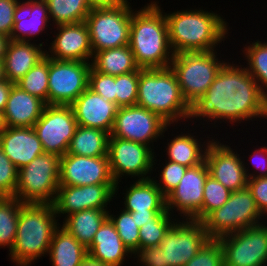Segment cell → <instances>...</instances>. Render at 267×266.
I'll return each mask as SVG.
<instances>
[{
	"label": "cell",
	"instance_id": "1",
	"mask_svg": "<svg viewBox=\"0 0 267 266\" xmlns=\"http://www.w3.org/2000/svg\"><path fill=\"white\" fill-rule=\"evenodd\" d=\"M241 64L226 62L205 94L191 105L188 120L191 127L195 123L197 128L202 125L204 129L206 125L213 132L212 128L220 130L222 123L231 127L251 121L258 124L257 118L267 119V96Z\"/></svg>",
	"mask_w": 267,
	"mask_h": 266
},
{
	"label": "cell",
	"instance_id": "2",
	"mask_svg": "<svg viewBox=\"0 0 267 266\" xmlns=\"http://www.w3.org/2000/svg\"><path fill=\"white\" fill-rule=\"evenodd\" d=\"M190 8V9H189ZM164 11L169 42L174 54L220 50V45L229 39L230 28L219 11L200 8ZM221 43V44H220Z\"/></svg>",
	"mask_w": 267,
	"mask_h": 266
},
{
	"label": "cell",
	"instance_id": "3",
	"mask_svg": "<svg viewBox=\"0 0 267 266\" xmlns=\"http://www.w3.org/2000/svg\"><path fill=\"white\" fill-rule=\"evenodd\" d=\"M161 6L159 0H151L132 11L129 46L142 69L170 67L174 57Z\"/></svg>",
	"mask_w": 267,
	"mask_h": 266
},
{
	"label": "cell",
	"instance_id": "4",
	"mask_svg": "<svg viewBox=\"0 0 267 266\" xmlns=\"http://www.w3.org/2000/svg\"><path fill=\"white\" fill-rule=\"evenodd\" d=\"M59 221L53 204L21 202L16 239L8 259L16 266H31L46 257Z\"/></svg>",
	"mask_w": 267,
	"mask_h": 266
},
{
	"label": "cell",
	"instance_id": "5",
	"mask_svg": "<svg viewBox=\"0 0 267 266\" xmlns=\"http://www.w3.org/2000/svg\"><path fill=\"white\" fill-rule=\"evenodd\" d=\"M136 105L158 114L169 125H184L191 111L170 67L140 68Z\"/></svg>",
	"mask_w": 267,
	"mask_h": 266
},
{
	"label": "cell",
	"instance_id": "6",
	"mask_svg": "<svg viewBox=\"0 0 267 266\" xmlns=\"http://www.w3.org/2000/svg\"><path fill=\"white\" fill-rule=\"evenodd\" d=\"M217 51L219 52L214 50L174 54L170 68L176 75L182 95L190 106L205 94L228 60H223L224 54Z\"/></svg>",
	"mask_w": 267,
	"mask_h": 266
},
{
	"label": "cell",
	"instance_id": "7",
	"mask_svg": "<svg viewBox=\"0 0 267 266\" xmlns=\"http://www.w3.org/2000/svg\"><path fill=\"white\" fill-rule=\"evenodd\" d=\"M60 157L43 153L18 170L15 198L22 203L53 204L59 187Z\"/></svg>",
	"mask_w": 267,
	"mask_h": 266
},
{
	"label": "cell",
	"instance_id": "8",
	"mask_svg": "<svg viewBox=\"0 0 267 266\" xmlns=\"http://www.w3.org/2000/svg\"><path fill=\"white\" fill-rule=\"evenodd\" d=\"M260 213L250 190L246 187L231 193L228 201L210 212L203 220L211 239L258 226L267 220Z\"/></svg>",
	"mask_w": 267,
	"mask_h": 266
},
{
	"label": "cell",
	"instance_id": "9",
	"mask_svg": "<svg viewBox=\"0 0 267 266\" xmlns=\"http://www.w3.org/2000/svg\"><path fill=\"white\" fill-rule=\"evenodd\" d=\"M155 152L147 145L109 136V167L115 185V197L123 184L122 178L145 180L153 176V158ZM133 178V179H132ZM118 195V197H117Z\"/></svg>",
	"mask_w": 267,
	"mask_h": 266
},
{
	"label": "cell",
	"instance_id": "10",
	"mask_svg": "<svg viewBox=\"0 0 267 266\" xmlns=\"http://www.w3.org/2000/svg\"><path fill=\"white\" fill-rule=\"evenodd\" d=\"M132 5L129 0L114 8H92L86 17L93 54L129 45Z\"/></svg>",
	"mask_w": 267,
	"mask_h": 266
},
{
	"label": "cell",
	"instance_id": "11",
	"mask_svg": "<svg viewBox=\"0 0 267 266\" xmlns=\"http://www.w3.org/2000/svg\"><path fill=\"white\" fill-rule=\"evenodd\" d=\"M175 126L179 128L182 125H169L158 114L144 107L125 106L118 107L110 135L147 145L155 152L158 149L154 146V142L161 139L164 142L166 131L169 135L171 127Z\"/></svg>",
	"mask_w": 267,
	"mask_h": 266
},
{
	"label": "cell",
	"instance_id": "12",
	"mask_svg": "<svg viewBox=\"0 0 267 266\" xmlns=\"http://www.w3.org/2000/svg\"><path fill=\"white\" fill-rule=\"evenodd\" d=\"M202 221L177 219L159 246L166 266L186 265L210 240Z\"/></svg>",
	"mask_w": 267,
	"mask_h": 266
},
{
	"label": "cell",
	"instance_id": "13",
	"mask_svg": "<svg viewBox=\"0 0 267 266\" xmlns=\"http://www.w3.org/2000/svg\"><path fill=\"white\" fill-rule=\"evenodd\" d=\"M91 62L49 58L47 105H71L87 88Z\"/></svg>",
	"mask_w": 267,
	"mask_h": 266
},
{
	"label": "cell",
	"instance_id": "14",
	"mask_svg": "<svg viewBox=\"0 0 267 266\" xmlns=\"http://www.w3.org/2000/svg\"><path fill=\"white\" fill-rule=\"evenodd\" d=\"M224 266H267V221L218 238Z\"/></svg>",
	"mask_w": 267,
	"mask_h": 266
},
{
	"label": "cell",
	"instance_id": "15",
	"mask_svg": "<svg viewBox=\"0 0 267 266\" xmlns=\"http://www.w3.org/2000/svg\"><path fill=\"white\" fill-rule=\"evenodd\" d=\"M77 126L70 105H46L33 129L45 153L62 157L68 152Z\"/></svg>",
	"mask_w": 267,
	"mask_h": 266
},
{
	"label": "cell",
	"instance_id": "16",
	"mask_svg": "<svg viewBox=\"0 0 267 266\" xmlns=\"http://www.w3.org/2000/svg\"><path fill=\"white\" fill-rule=\"evenodd\" d=\"M116 184L59 185L53 207L58 219L88 209H109L115 200ZM112 201V202H111ZM61 217V218H60Z\"/></svg>",
	"mask_w": 267,
	"mask_h": 266
},
{
	"label": "cell",
	"instance_id": "17",
	"mask_svg": "<svg viewBox=\"0 0 267 266\" xmlns=\"http://www.w3.org/2000/svg\"><path fill=\"white\" fill-rule=\"evenodd\" d=\"M216 138L214 136L208 144L205 154L209 175L231 192L246 188L248 178L243 166L242 155L238 153L241 150L237 151L239 148L236 146H234L236 149L231 148L233 146L225 141L224 137ZM221 140H223L222 143Z\"/></svg>",
	"mask_w": 267,
	"mask_h": 266
},
{
	"label": "cell",
	"instance_id": "18",
	"mask_svg": "<svg viewBox=\"0 0 267 266\" xmlns=\"http://www.w3.org/2000/svg\"><path fill=\"white\" fill-rule=\"evenodd\" d=\"M208 175L205 160L187 168L178 186L166 196V209L171 215L178 219H192L201 210L204 183Z\"/></svg>",
	"mask_w": 267,
	"mask_h": 266
},
{
	"label": "cell",
	"instance_id": "19",
	"mask_svg": "<svg viewBox=\"0 0 267 266\" xmlns=\"http://www.w3.org/2000/svg\"><path fill=\"white\" fill-rule=\"evenodd\" d=\"M95 184H116L110 172L108 156L86 157L66 153L60 157L59 185Z\"/></svg>",
	"mask_w": 267,
	"mask_h": 266
},
{
	"label": "cell",
	"instance_id": "20",
	"mask_svg": "<svg viewBox=\"0 0 267 266\" xmlns=\"http://www.w3.org/2000/svg\"><path fill=\"white\" fill-rule=\"evenodd\" d=\"M55 29V31H53ZM52 38L46 56L55 60L91 62L93 51L86 22L52 27Z\"/></svg>",
	"mask_w": 267,
	"mask_h": 266
},
{
	"label": "cell",
	"instance_id": "21",
	"mask_svg": "<svg viewBox=\"0 0 267 266\" xmlns=\"http://www.w3.org/2000/svg\"><path fill=\"white\" fill-rule=\"evenodd\" d=\"M52 27L45 0H19L14 12V25L10 40L35 42L47 49L49 39H43V41L46 40L44 43L41 42V37L43 34L44 37L45 34H47L46 37H50L48 33L52 32L50 31Z\"/></svg>",
	"mask_w": 267,
	"mask_h": 266
},
{
	"label": "cell",
	"instance_id": "22",
	"mask_svg": "<svg viewBox=\"0 0 267 266\" xmlns=\"http://www.w3.org/2000/svg\"><path fill=\"white\" fill-rule=\"evenodd\" d=\"M189 126H190L189 123H185L183 127H186V128L188 127L187 128L188 131H185L186 128H184L180 133L177 130H175V128L174 130H172L170 136L172 135L173 137L171 136V139L170 137L167 138L166 139L167 146L166 147L163 146L166 149L165 150L163 149L162 151V148H161V152L162 153L164 152L165 153L164 157H166L163 160H169V161L184 165L186 167L196 166L205 160V154H206L208 144L212 141V139L214 138L213 137L214 135L219 136V134L217 133L213 135H208L206 133L207 136L206 135L200 136L199 134H197L198 131L195 129L194 125H193L194 128L193 127L189 128ZM173 131H177V132L175 133ZM191 131H193V133Z\"/></svg>",
	"mask_w": 267,
	"mask_h": 266
},
{
	"label": "cell",
	"instance_id": "23",
	"mask_svg": "<svg viewBox=\"0 0 267 266\" xmlns=\"http://www.w3.org/2000/svg\"><path fill=\"white\" fill-rule=\"evenodd\" d=\"M77 124L111 133L118 106L87 88L71 105Z\"/></svg>",
	"mask_w": 267,
	"mask_h": 266
},
{
	"label": "cell",
	"instance_id": "24",
	"mask_svg": "<svg viewBox=\"0 0 267 266\" xmlns=\"http://www.w3.org/2000/svg\"><path fill=\"white\" fill-rule=\"evenodd\" d=\"M0 147L18 170L44 153L33 127H5L0 132Z\"/></svg>",
	"mask_w": 267,
	"mask_h": 266
},
{
	"label": "cell",
	"instance_id": "25",
	"mask_svg": "<svg viewBox=\"0 0 267 266\" xmlns=\"http://www.w3.org/2000/svg\"><path fill=\"white\" fill-rule=\"evenodd\" d=\"M47 104L14 84L3 118L6 127H33Z\"/></svg>",
	"mask_w": 267,
	"mask_h": 266
},
{
	"label": "cell",
	"instance_id": "26",
	"mask_svg": "<svg viewBox=\"0 0 267 266\" xmlns=\"http://www.w3.org/2000/svg\"><path fill=\"white\" fill-rule=\"evenodd\" d=\"M88 256L110 266H123L133 256L124 246L114 224L107 218L95 233Z\"/></svg>",
	"mask_w": 267,
	"mask_h": 266
},
{
	"label": "cell",
	"instance_id": "27",
	"mask_svg": "<svg viewBox=\"0 0 267 266\" xmlns=\"http://www.w3.org/2000/svg\"><path fill=\"white\" fill-rule=\"evenodd\" d=\"M35 42L10 40L3 60L4 78L19 81L34 65L46 56V49Z\"/></svg>",
	"mask_w": 267,
	"mask_h": 266
},
{
	"label": "cell",
	"instance_id": "28",
	"mask_svg": "<svg viewBox=\"0 0 267 266\" xmlns=\"http://www.w3.org/2000/svg\"><path fill=\"white\" fill-rule=\"evenodd\" d=\"M134 182V183H133ZM124 187L122 208L127 212H147V210H167L166 197L157 187L153 178L133 180Z\"/></svg>",
	"mask_w": 267,
	"mask_h": 266
},
{
	"label": "cell",
	"instance_id": "29",
	"mask_svg": "<svg viewBox=\"0 0 267 266\" xmlns=\"http://www.w3.org/2000/svg\"><path fill=\"white\" fill-rule=\"evenodd\" d=\"M47 257L52 266H80L88 251L61 224L56 228Z\"/></svg>",
	"mask_w": 267,
	"mask_h": 266
},
{
	"label": "cell",
	"instance_id": "30",
	"mask_svg": "<svg viewBox=\"0 0 267 266\" xmlns=\"http://www.w3.org/2000/svg\"><path fill=\"white\" fill-rule=\"evenodd\" d=\"M107 218L108 209H88L68 215L60 224L88 248L95 233Z\"/></svg>",
	"mask_w": 267,
	"mask_h": 266
},
{
	"label": "cell",
	"instance_id": "31",
	"mask_svg": "<svg viewBox=\"0 0 267 266\" xmlns=\"http://www.w3.org/2000/svg\"><path fill=\"white\" fill-rule=\"evenodd\" d=\"M91 66L96 71L111 76H118L140 69L129 45L95 52Z\"/></svg>",
	"mask_w": 267,
	"mask_h": 266
},
{
	"label": "cell",
	"instance_id": "32",
	"mask_svg": "<svg viewBox=\"0 0 267 266\" xmlns=\"http://www.w3.org/2000/svg\"><path fill=\"white\" fill-rule=\"evenodd\" d=\"M110 134L97 128L77 126L67 154L86 157L108 156Z\"/></svg>",
	"mask_w": 267,
	"mask_h": 266
},
{
	"label": "cell",
	"instance_id": "33",
	"mask_svg": "<svg viewBox=\"0 0 267 266\" xmlns=\"http://www.w3.org/2000/svg\"><path fill=\"white\" fill-rule=\"evenodd\" d=\"M243 44L240 55L246 60L244 67L249 74L256 80L262 92L267 96V41L255 38ZM252 42V43H251ZM249 44V45H248ZM243 53V54H242ZM247 64V65H245Z\"/></svg>",
	"mask_w": 267,
	"mask_h": 266
},
{
	"label": "cell",
	"instance_id": "34",
	"mask_svg": "<svg viewBox=\"0 0 267 266\" xmlns=\"http://www.w3.org/2000/svg\"><path fill=\"white\" fill-rule=\"evenodd\" d=\"M53 26L84 22L90 13L87 0H45Z\"/></svg>",
	"mask_w": 267,
	"mask_h": 266
},
{
	"label": "cell",
	"instance_id": "35",
	"mask_svg": "<svg viewBox=\"0 0 267 266\" xmlns=\"http://www.w3.org/2000/svg\"><path fill=\"white\" fill-rule=\"evenodd\" d=\"M21 202L15 197L0 196V249L11 251L17 234Z\"/></svg>",
	"mask_w": 267,
	"mask_h": 266
},
{
	"label": "cell",
	"instance_id": "36",
	"mask_svg": "<svg viewBox=\"0 0 267 266\" xmlns=\"http://www.w3.org/2000/svg\"><path fill=\"white\" fill-rule=\"evenodd\" d=\"M49 57L45 56L15 84L47 104Z\"/></svg>",
	"mask_w": 267,
	"mask_h": 266
},
{
	"label": "cell",
	"instance_id": "37",
	"mask_svg": "<svg viewBox=\"0 0 267 266\" xmlns=\"http://www.w3.org/2000/svg\"><path fill=\"white\" fill-rule=\"evenodd\" d=\"M110 208L108 210V218L114 224L118 235L120 236L124 246L134 256L139 251V227L130 212L124 211L122 208L114 214ZM113 214H112V213ZM120 212V213H119Z\"/></svg>",
	"mask_w": 267,
	"mask_h": 266
},
{
	"label": "cell",
	"instance_id": "38",
	"mask_svg": "<svg viewBox=\"0 0 267 266\" xmlns=\"http://www.w3.org/2000/svg\"><path fill=\"white\" fill-rule=\"evenodd\" d=\"M156 153L157 152H155L154 158H153V172L154 173L152 176L154 177L152 178L155 181L157 187L161 190L162 194L166 197L174 188L178 186V184L180 183V180L184 176L188 167L169 161V160H164L165 162L162 163L160 159H158L159 160V164H158L157 163L158 160L157 158H155L157 157ZM160 162L162 165H160ZM156 164L157 166L160 165L159 170L157 169L158 167H156ZM155 173H157L159 176L157 174L155 176L154 175Z\"/></svg>",
	"mask_w": 267,
	"mask_h": 266
},
{
	"label": "cell",
	"instance_id": "39",
	"mask_svg": "<svg viewBox=\"0 0 267 266\" xmlns=\"http://www.w3.org/2000/svg\"><path fill=\"white\" fill-rule=\"evenodd\" d=\"M231 193L229 189L208 175L204 183L202 208L192 219L202 221L210 212L222 207Z\"/></svg>",
	"mask_w": 267,
	"mask_h": 266
},
{
	"label": "cell",
	"instance_id": "40",
	"mask_svg": "<svg viewBox=\"0 0 267 266\" xmlns=\"http://www.w3.org/2000/svg\"><path fill=\"white\" fill-rule=\"evenodd\" d=\"M174 217L167 210L158 220H151L150 223L142 225L139 228V250L159 245L166 232L178 219Z\"/></svg>",
	"mask_w": 267,
	"mask_h": 266
},
{
	"label": "cell",
	"instance_id": "41",
	"mask_svg": "<svg viewBox=\"0 0 267 266\" xmlns=\"http://www.w3.org/2000/svg\"><path fill=\"white\" fill-rule=\"evenodd\" d=\"M140 69L116 76V105L133 106L137 103Z\"/></svg>",
	"mask_w": 267,
	"mask_h": 266
},
{
	"label": "cell",
	"instance_id": "42",
	"mask_svg": "<svg viewBox=\"0 0 267 266\" xmlns=\"http://www.w3.org/2000/svg\"><path fill=\"white\" fill-rule=\"evenodd\" d=\"M266 145V146H265ZM253 146L254 150L251 148L252 152L244 155L243 154V166L245 169V173L248 179L250 178H259V177H267V144H263L262 146ZM250 158L248 160V158ZM247 159V162L245 160ZM251 164V165H250ZM250 167V168H249ZM251 170V171H250Z\"/></svg>",
	"mask_w": 267,
	"mask_h": 266
},
{
	"label": "cell",
	"instance_id": "43",
	"mask_svg": "<svg viewBox=\"0 0 267 266\" xmlns=\"http://www.w3.org/2000/svg\"><path fill=\"white\" fill-rule=\"evenodd\" d=\"M184 266H224V255L218 239H210Z\"/></svg>",
	"mask_w": 267,
	"mask_h": 266
},
{
	"label": "cell",
	"instance_id": "44",
	"mask_svg": "<svg viewBox=\"0 0 267 266\" xmlns=\"http://www.w3.org/2000/svg\"><path fill=\"white\" fill-rule=\"evenodd\" d=\"M88 88L104 99L116 103V76L100 73L91 66Z\"/></svg>",
	"mask_w": 267,
	"mask_h": 266
},
{
	"label": "cell",
	"instance_id": "45",
	"mask_svg": "<svg viewBox=\"0 0 267 266\" xmlns=\"http://www.w3.org/2000/svg\"><path fill=\"white\" fill-rule=\"evenodd\" d=\"M18 181V169L0 147V196L14 197Z\"/></svg>",
	"mask_w": 267,
	"mask_h": 266
},
{
	"label": "cell",
	"instance_id": "46",
	"mask_svg": "<svg viewBox=\"0 0 267 266\" xmlns=\"http://www.w3.org/2000/svg\"><path fill=\"white\" fill-rule=\"evenodd\" d=\"M247 188L250 190L258 210L267 220V177L248 179Z\"/></svg>",
	"mask_w": 267,
	"mask_h": 266
},
{
	"label": "cell",
	"instance_id": "47",
	"mask_svg": "<svg viewBox=\"0 0 267 266\" xmlns=\"http://www.w3.org/2000/svg\"><path fill=\"white\" fill-rule=\"evenodd\" d=\"M19 0H0V34L10 37Z\"/></svg>",
	"mask_w": 267,
	"mask_h": 266
},
{
	"label": "cell",
	"instance_id": "48",
	"mask_svg": "<svg viewBox=\"0 0 267 266\" xmlns=\"http://www.w3.org/2000/svg\"><path fill=\"white\" fill-rule=\"evenodd\" d=\"M132 259L137 260L135 265L138 266H166L163 263L162 248L159 245L140 249Z\"/></svg>",
	"mask_w": 267,
	"mask_h": 266
},
{
	"label": "cell",
	"instance_id": "49",
	"mask_svg": "<svg viewBox=\"0 0 267 266\" xmlns=\"http://www.w3.org/2000/svg\"><path fill=\"white\" fill-rule=\"evenodd\" d=\"M167 210H147V212H130L137 226L140 228L151 220H158Z\"/></svg>",
	"mask_w": 267,
	"mask_h": 266
},
{
	"label": "cell",
	"instance_id": "50",
	"mask_svg": "<svg viewBox=\"0 0 267 266\" xmlns=\"http://www.w3.org/2000/svg\"><path fill=\"white\" fill-rule=\"evenodd\" d=\"M14 84L15 83H12L5 78L0 80V111H4L10 91Z\"/></svg>",
	"mask_w": 267,
	"mask_h": 266
},
{
	"label": "cell",
	"instance_id": "51",
	"mask_svg": "<svg viewBox=\"0 0 267 266\" xmlns=\"http://www.w3.org/2000/svg\"><path fill=\"white\" fill-rule=\"evenodd\" d=\"M90 8H114L125 4L128 0H87Z\"/></svg>",
	"mask_w": 267,
	"mask_h": 266
},
{
	"label": "cell",
	"instance_id": "52",
	"mask_svg": "<svg viewBox=\"0 0 267 266\" xmlns=\"http://www.w3.org/2000/svg\"><path fill=\"white\" fill-rule=\"evenodd\" d=\"M10 37L0 34V61L4 60Z\"/></svg>",
	"mask_w": 267,
	"mask_h": 266
},
{
	"label": "cell",
	"instance_id": "53",
	"mask_svg": "<svg viewBox=\"0 0 267 266\" xmlns=\"http://www.w3.org/2000/svg\"><path fill=\"white\" fill-rule=\"evenodd\" d=\"M80 266H110L108 264H104L100 261L94 260L91 257H87Z\"/></svg>",
	"mask_w": 267,
	"mask_h": 266
},
{
	"label": "cell",
	"instance_id": "54",
	"mask_svg": "<svg viewBox=\"0 0 267 266\" xmlns=\"http://www.w3.org/2000/svg\"><path fill=\"white\" fill-rule=\"evenodd\" d=\"M4 118H3V111H0V132L5 128Z\"/></svg>",
	"mask_w": 267,
	"mask_h": 266
},
{
	"label": "cell",
	"instance_id": "55",
	"mask_svg": "<svg viewBox=\"0 0 267 266\" xmlns=\"http://www.w3.org/2000/svg\"><path fill=\"white\" fill-rule=\"evenodd\" d=\"M4 78L3 75V61H0V80Z\"/></svg>",
	"mask_w": 267,
	"mask_h": 266
}]
</instances>
